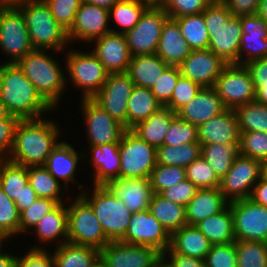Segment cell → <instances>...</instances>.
<instances>
[{"instance_id": "6da1fadb", "label": "cell", "mask_w": 267, "mask_h": 267, "mask_svg": "<svg viewBox=\"0 0 267 267\" xmlns=\"http://www.w3.org/2000/svg\"><path fill=\"white\" fill-rule=\"evenodd\" d=\"M59 132L60 126L49 118L20 120L7 160L27 167L44 165L59 143Z\"/></svg>"}, {"instance_id": "7a4b0ae2", "label": "cell", "mask_w": 267, "mask_h": 267, "mask_svg": "<svg viewBox=\"0 0 267 267\" xmlns=\"http://www.w3.org/2000/svg\"><path fill=\"white\" fill-rule=\"evenodd\" d=\"M2 102L20 120L43 118L55 110L28 80L17 64L1 63Z\"/></svg>"}, {"instance_id": "3957f363", "label": "cell", "mask_w": 267, "mask_h": 267, "mask_svg": "<svg viewBox=\"0 0 267 267\" xmlns=\"http://www.w3.org/2000/svg\"><path fill=\"white\" fill-rule=\"evenodd\" d=\"M209 34V47L227 64H239L242 27L221 0H214L203 12Z\"/></svg>"}, {"instance_id": "277c9868", "label": "cell", "mask_w": 267, "mask_h": 267, "mask_svg": "<svg viewBox=\"0 0 267 267\" xmlns=\"http://www.w3.org/2000/svg\"><path fill=\"white\" fill-rule=\"evenodd\" d=\"M47 51L52 52V50L34 49L16 64L37 88L41 96L57 109L69 79L66 78L68 76L66 72L64 73L59 61L49 55Z\"/></svg>"}, {"instance_id": "5b68a950", "label": "cell", "mask_w": 267, "mask_h": 267, "mask_svg": "<svg viewBox=\"0 0 267 267\" xmlns=\"http://www.w3.org/2000/svg\"><path fill=\"white\" fill-rule=\"evenodd\" d=\"M15 6L22 12L34 49L60 53L67 49V32L56 22L45 0H28Z\"/></svg>"}, {"instance_id": "8992f818", "label": "cell", "mask_w": 267, "mask_h": 267, "mask_svg": "<svg viewBox=\"0 0 267 267\" xmlns=\"http://www.w3.org/2000/svg\"><path fill=\"white\" fill-rule=\"evenodd\" d=\"M77 184L83 190L78 194L92 207L107 238L111 242L120 241L128 229L132 212L105 185H93L90 193L81 183Z\"/></svg>"}, {"instance_id": "52a82bcc", "label": "cell", "mask_w": 267, "mask_h": 267, "mask_svg": "<svg viewBox=\"0 0 267 267\" xmlns=\"http://www.w3.org/2000/svg\"><path fill=\"white\" fill-rule=\"evenodd\" d=\"M70 202L67 206V242L91 246L98 250H101L107 243L111 242L95 216L92 207L79 194Z\"/></svg>"}, {"instance_id": "ba28073f", "label": "cell", "mask_w": 267, "mask_h": 267, "mask_svg": "<svg viewBox=\"0 0 267 267\" xmlns=\"http://www.w3.org/2000/svg\"><path fill=\"white\" fill-rule=\"evenodd\" d=\"M68 50L65 57L66 75L72 86L81 89V98H93L103 87L109 73L91 51Z\"/></svg>"}, {"instance_id": "9c48e42d", "label": "cell", "mask_w": 267, "mask_h": 267, "mask_svg": "<svg viewBox=\"0 0 267 267\" xmlns=\"http://www.w3.org/2000/svg\"><path fill=\"white\" fill-rule=\"evenodd\" d=\"M119 178L149 179L156 166V148L127 129L119 142Z\"/></svg>"}, {"instance_id": "30bf717a", "label": "cell", "mask_w": 267, "mask_h": 267, "mask_svg": "<svg viewBox=\"0 0 267 267\" xmlns=\"http://www.w3.org/2000/svg\"><path fill=\"white\" fill-rule=\"evenodd\" d=\"M0 49L16 64L34 48L22 12L15 5L0 7Z\"/></svg>"}, {"instance_id": "8fae6325", "label": "cell", "mask_w": 267, "mask_h": 267, "mask_svg": "<svg viewBox=\"0 0 267 267\" xmlns=\"http://www.w3.org/2000/svg\"><path fill=\"white\" fill-rule=\"evenodd\" d=\"M162 6H149L140 21L124 35L132 56L155 54L158 48L161 29L168 18Z\"/></svg>"}, {"instance_id": "7c38bea8", "label": "cell", "mask_w": 267, "mask_h": 267, "mask_svg": "<svg viewBox=\"0 0 267 267\" xmlns=\"http://www.w3.org/2000/svg\"><path fill=\"white\" fill-rule=\"evenodd\" d=\"M262 161L238 155L228 171L221 178L220 192L230 203L250 198L253 188L261 179Z\"/></svg>"}, {"instance_id": "4fadbf2b", "label": "cell", "mask_w": 267, "mask_h": 267, "mask_svg": "<svg viewBox=\"0 0 267 267\" xmlns=\"http://www.w3.org/2000/svg\"><path fill=\"white\" fill-rule=\"evenodd\" d=\"M214 89L227 109H235L255 100V87L248 69L241 64H227Z\"/></svg>"}, {"instance_id": "5bb4252c", "label": "cell", "mask_w": 267, "mask_h": 267, "mask_svg": "<svg viewBox=\"0 0 267 267\" xmlns=\"http://www.w3.org/2000/svg\"><path fill=\"white\" fill-rule=\"evenodd\" d=\"M81 114L85 119L87 142L89 145L119 143L125 126L112 118L92 98H81Z\"/></svg>"}, {"instance_id": "9a60e30c", "label": "cell", "mask_w": 267, "mask_h": 267, "mask_svg": "<svg viewBox=\"0 0 267 267\" xmlns=\"http://www.w3.org/2000/svg\"><path fill=\"white\" fill-rule=\"evenodd\" d=\"M232 210L236 240L267 243V207L246 198L228 204Z\"/></svg>"}, {"instance_id": "2e32d148", "label": "cell", "mask_w": 267, "mask_h": 267, "mask_svg": "<svg viewBox=\"0 0 267 267\" xmlns=\"http://www.w3.org/2000/svg\"><path fill=\"white\" fill-rule=\"evenodd\" d=\"M134 83L124 73H109L103 87L92 98L127 129V107Z\"/></svg>"}, {"instance_id": "e0dca14e", "label": "cell", "mask_w": 267, "mask_h": 267, "mask_svg": "<svg viewBox=\"0 0 267 267\" xmlns=\"http://www.w3.org/2000/svg\"><path fill=\"white\" fill-rule=\"evenodd\" d=\"M162 258L157 249L138 244L112 241L100 250L105 267H153Z\"/></svg>"}, {"instance_id": "ac0fdd59", "label": "cell", "mask_w": 267, "mask_h": 267, "mask_svg": "<svg viewBox=\"0 0 267 267\" xmlns=\"http://www.w3.org/2000/svg\"><path fill=\"white\" fill-rule=\"evenodd\" d=\"M171 235L150 213L149 209L131 214L123 243L147 245L164 253L170 246Z\"/></svg>"}, {"instance_id": "d6986e66", "label": "cell", "mask_w": 267, "mask_h": 267, "mask_svg": "<svg viewBox=\"0 0 267 267\" xmlns=\"http://www.w3.org/2000/svg\"><path fill=\"white\" fill-rule=\"evenodd\" d=\"M109 11L82 1L75 15L74 23L67 32L69 44L72 42H90L111 31Z\"/></svg>"}, {"instance_id": "ffe728a7", "label": "cell", "mask_w": 267, "mask_h": 267, "mask_svg": "<svg viewBox=\"0 0 267 267\" xmlns=\"http://www.w3.org/2000/svg\"><path fill=\"white\" fill-rule=\"evenodd\" d=\"M227 65L210 49L192 50L190 55L179 65L181 75L201 87H214L217 78Z\"/></svg>"}, {"instance_id": "44dd1931", "label": "cell", "mask_w": 267, "mask_h": 267, "mask_svg": "<svg viewBox=\"0 0 267 267\" xmlns=\"http://www.w3.org/2000/svg\"><path fill=\"white\" fill-rule=\"evenodd\" d=\"M91 50L108 73L127 72L132 55L128 49L125 35L110 31L94 40Z\"/></svg>"}, {"instance_id": "7402d4cb", "label": "cell", "mask_w": 267, "mask_h": 267, "mask_svg": "<svg viewBox=\"0 0 267 267\" xmlns=\"http://www.w3.org/2000/svg\"><path fill=\"white\" fill-rule=\"evenodd\" d=\"M240 20L242 35L239 64L267 57V22L257 14L241 16Z\"/></svg>"}, {"instance_id": "603a6c76", "label": "cell", "mask_w": 267, "mask_h": 267, "mask_svg": "<svg viewBox=\"0 0 267 267\" xmlns=\"http://www.w3.org/2000/svg\"><path fill=\"white\" fill-rule=\"evenodd\" d=\"M132 212L149 209L153 189L149 179L114 178L105 185Z\"/></svg>"}, {"instance_id": "cb8c5ba5", "label": "cell", "mask_w": 267, "mask_h": 267, "mask_svg": "<svg viewBox=\"0 0 267 267\" xmlns=\"http://www.w3.org/2000/svg\"><path fill=\"white\" fill-rule=\"evenodd\" d=\"M226 109L214 87H202L197 95L182 107L176 115L185 122L198 127L200 124L220 115Z\"/></svg>"}, {"instance_id": "d4e9b609", "label": "cell", "mask_w": 267, "mask_h": 267, "mask_svg": "<svg viewBox=\"0 0 267 267\" xmlns=\"http://www.w3.org/2000/svg\"><path fill=\"white\" fill-rule=\"evenodd\" d=\"M200 145L240 143V131L234 109H226L197 127Z\"/></svg>"}, {"instance_id": "484cf974", "label": "cell", "mask_w": 267, "mask_h": 267, "mask_svg": "<svg viewBox=\"0 0 267 267\" xmlns=\"http://www.w3.org/2000/svg\"><path fill=\"white\" fill-rule=\"evenodd\" d=\"M192 52L182 36L176 19L168 17L164 22L156 54L169 66H179Z\"/></svg>"}, {"instance_id": "4316f807", "label": "cell", "mask_w": 267, "mask_h": 267, "mask_svg": "<svg viewBox=\"0 0 267 267\" xmlns=\"http://www.w3.org/2000/svg\"><path fill=\"white\" fill-rule=\"evenodd\" d=\"M83 156L85 157L84 153L80 154L73 145L61 140L51 151L44 167L57 181L60 182V180H62L64 188L68 189L69 182L72 181L73 184L74 182L77 183L75 174L79 167L78 163L84 158Z\"/></svg>"}, {"instance_id": "83f0119b", "label": "cell", "mask_w": 267, "mask_h": 267, "mask_svg": "<svg viewBox=\"0 0 267 267\" xmlns=\"http://www.w3.org/2000/svg\"><path fill=\"white\" fill-rule=\"evenodd\" d=\"M90 162L94 168L93 185H106L111 179L119 178V143L89 145Z\"/></svg>"}, {"instance_id": "f1b7e54d", "label": "cell", "mask_w": 267, "mask_h": 267, "mask_svg": "<svg viewBox=\"0 0 267 267\" xmlns=\"http://www.w3.org/2000/svg\"><path fill=\"white\" fill-rule=\"evenodd\" d=\"M212 244L195 226L186 225L175 231L170 237V246L164 253H178L205 260Z\"/></svg>"}, {"instance_id": "f546056e", "label": "cell", "mask_w": 267, "mask_h": 267, "mask_svg": "<svg viewBox=\"0 0 267 267\" xmlns=\"http://www.w3.org/2000/svg\"><path fill=\"white\" fill-rule=\"evenodd\" d=\"M229 202L219 188L198 189L186 205L188 225H196L206 218L216 215L228 206Z\"/></svg>"}, {"instance_id": "4dcf8cb0", "label": "cell", "mask_w": 267, "mask_h": 267, "mask_svg": "<svg viewBox=\"0 0 267 267\" xmlns=\"http://www.w3.org/2000/svg\"><path fill=\"white\" fill-rule=\"evenodd\" d=\"M68 203L58 204L52 211L47 213L34 227L32 233L38 238L40 244H47L60 239L61 245L68 239Z\"/></svg>"}, {"instance_id": "1f68e13d", "label": "cell", "mask_w": 267, "mask_h": 267, "mask_svg": "<svg viewBox=\"0 0 267 267\" xmlns=\"http://www.w3.org/2000/svg\"><path fill=\"white\" fill-rule=\"evenodd\" d=\"M169 67L156 53L149 55H134L128 66L127 74L134 86L151 89L157 79Z\"/></svg>"}, {"instance_id": "d6a6232c", "label": "cell", "mask_w": 267, "mask_h": 267, "mask_svg": "<svg viewBox=\"0 0 267 267\" xmlns=\"http://www.w3.org/2000/svg\"><path fill=\"white\" fill-rule=\"evenodd\" d=\"M171 109L162 107L148 119L139 122L131 130L142 140L158 148L163 145L171 121L176 117Z\"/></svg>"}, {"instance_id": "836d02e7", "label": "cell", "mask_w": 267, "mask_h": 267, "mask_svg": "<svg viewBox=\"0 0 267 267\" xmlns=\"http://www.w3.org/2000/svg\"><path fill=\"white\" fill-rule=\"evenodd\" d=\"M55 267H93L100 260V250L69 242L52 251Z\"/></svg>"}, {"instance_id": "e575fe53", "label": "cell", "mask_w": 267, "mask_h": 267, "mask_svg": "<svg viewBox=\"0 0 267 267\" xmlns=\"http://www.w3.org/2000/svg\"><path fill=\"white\" fill-rule=\"evenodd\" d=\"M149 211L170 235L187 225L186 206L169 201L158 193L153 194Z\"/></svg>"}, {"instance_id": "d590c367", "label": "cell", "mask_w": 267, "mask_h": 267, "mask_svg": "<svg viewBox=\"0 0 267 267\" xmlns=\"http://www.w3.org/2000/svg\"><path fill=\"white\" fill-rule=\"evenodd\" d=\"M212 245L234 243L235 233L232 210L228 205L216 215L210 216L195 225Z\"/></svg>"}, {"instance_id": "8d00e7d4", "label": "cell", "mask_w": 267, "mask_h": 267, "mask_svg": "<svg viewBox=\"0 0 267 267\" xmlns=\"http://www.w3.org/2000/svg\"><path fill=\"white\" fill-rule=\"evenodd\" d=\"M162 107L149 88L134 86L128 100L127 129L148 119Z\"/></svg>"}, {"instance_id": "74e56055", "label": "cell", "mask_w": 267, "mask_h": 267, "mask_svg": "<svg viewBox=\"0 0 267 267\" xmlns=\"http://www.w3.org/2000/svg\"><path fill=\"white\" fill-rule=\"evenodd\" d=\"M28 178L37 197L49 198L56 201L58 204L65 203V199L62 198V195L67 192V189L62 188L64 185L57 181L44 165L28 166Z\"/></svg>"}, {"instance_id": "f35d334b", "label": "cell", "mask_w": 267, "mask_h": 267, "mask_svg": "<svg viewBox=\"0 0 267 267\" xmlns=\"http://www.w3.org/2000/svg\"><path fill=\"white\" fill-rule=\"evenodd\" d=\"M201 155L221 179L228 173L233 161L239 155V143L202 145Z\"/></svg>"}, {"instance_id": "ab89813d", "label": "cell", "mask_w": 267, "mask_h": 267, "mask_svg": "<svg viewBox=\"0 0 267 267\" xmlns=\"http://www.w3.org/2000/svg\"><path fill=\"white\" fill-rule=\"evenodd\" d=\"M29 182L28 167L15 164L7 159L0 160V186L14 202L20 198Z\"/></svg>"}, {"instance_id": "60d3db41", "label": "cell", "mask_w": 267, "mask_h": 267, "mask_svg": "<svg viewBox=\"0 0 267 267\" xmlns=\"http://www.w3.org/2000/svg\"><path fill=\"white\" fill-rule=\"evenodd\" d=\"M149 4L138 2L119 0L110 10L109 19L114 20L119 30L111 28L112 32L125 34L131 30L139 21Z\"/></svg>"}, {"instance_id": "b9f144b4", "label": "cell", "mask_w": 267, "mask_h": 267, "mask_svg": "<svg viewBox=\"0 0 267 267\" xmlns=\"http://www.w3.org/2000/svg\"><path fill=\"white\" fill-rule=\"evenodd\" d=\"M201 155L199 142L178 146L162 145L156 148V163L185 168Z\"/></svg>"}, {"instance_id": "7bdbcfd3", "label": "cell", "mask_w": 267, "mask_h": 267, "mask_svg": "<svg viewBox=\"0 0 267 267\" xmlns=\"http://www.w3.org/2000/svg\"><path fill=\"white\" fill-rule=\"evenodd\" d=\"M240 133L267 132V105L251 101L234 109Z\"/></svg>"}, {"instance_id": "ee69618b", "label": "cell", "mask_w": 267, "mask_h": 267, "mask_svg": "<svg viewBox=\"0 0 267 267\" xmlns=\"http://www.w3.org/2000/svg\"><path fill=\"white\" fill-rule=\"evenodd\" d=\"M182 36L192 50H204L209 47V34L203 13L175 18Z\"/></svg>"}, {"instance_id": "f6af8a7d", "label": "cell", "mask_w": 267, "mask_h": 267, "mask_svg": "<svg viewBox=\"0 0 267 267\" xmlns=\"http://www.w3.org/2000/svg\"><path fill=\"white\" fill-rule=\"evenodd\" d=\"M237 267H267V243L236 240Z\"/></svg>"}, {"instance_id": "bcb514c9", "label": "cell", "mask_w": 267, "mask_h": 267, "mask_svg": "<svg viewBox=\"0 0 267 267\" xmlns=\"http://www.w3.org/2000/svg\"><path fill=\"white\" fill-rule=\"evenodd\" d=\"M186 178L198 189L219 188L221 179L213 168L200 155L185 167Z\"/></svg>"}, {"instance_id": "7dc6e473", "label": "cell", "mask_w": 267, "mask_h": 267, "mask_svg": "<svg viewBox=\"0 0 267 267\" xmlns=\"http://www.w3.org/2000/svg\"><path fill=\"white\" fill-rule=\"evenodd\" d=\"M184 179H186L185 168L158 163L149 177L153 192L158 194Z\"/></svg>"}, {"instance_id": "c3c4849f", "label": "cell", "mask_w": 267, "mask_h": 267, "mask_svg": "<svg viewBox=\"0 0 267 267\" xmlns=\"http://www.w3.org/2000/svg\"><path fill=\"white\" fill-rule=\"evenodd\" d=\"M57 205L58 203L52 199L37 197L28 208L20 213L19 234L33 230L37 223Z\"/></svg>"}, {"instance_id": "681fc988", "label": "cell", "mask_w": 267, "mask_h": 267, "mask_svg": "<svg viewBox=\"0 0 267 267\" xmlns=\"http://www.w3.org/2000/svg\"><path fill=\"white\" fill-rule=\"evenodd\" d=\"M20 213L15 202L0 186V229L9 238L19 235Z\"/></svg>"}, {"instance_id": "f907efd6", "label": "cell", "mask_w": 267, "mask_h": 267, "mask_svg": "<svg viewBox=\"0 0 267 267\" xmlns=\"http://www.w3.org/2000/svg\"><path fill=\"white\" fill-rule=\"evenodd\" d=\"M239 154L259 161L267 160V132L240 133Z\"/></svg>"}, {"instance_id": "816d5d0a", "label": "cell", "mask_w": 267, "mask_h": 267, "mask_svg": "<svg viewBox=\"0 0 267 267\" xmlns=\"http://www.w3.org/2000/svg\"><path fill=\"white\" fill-rule=\"evenodd\" d=\"M198 142L197 126L176 116L169 126L163 145L178 146Z\"/></svg>"}, {"instance_id": "f5cc1de1", "label": "cell", "mask_w": 267, "mask_h": 267, "mask_svg": "<svg viewBox=\"0 0 267 267\" xmlns=\"http://www.w3.org/2000/svg\"><path fill=\"white\" fill-rule=\"evenodd\" d=\"M181 72L179 66H169L164 73L159 76L156 84L151 87L152 94L165 107L171 100L174 88L177 84Z\"/></svg>"}, {"instance_id": "db71d44e", "label": "cell", "mask_w": 267, "mask_h": 267, "mask_svg": "<svg viewBox=\"0 0 267 267\" xmlns=\"http://www.w3.org/2000/svg\"><path fill=\"white\" fill-rule=\"evenodd\" d=\"M83 0H45L56 22L68 32Z\"/></svg>"}, {"instance_id": "11a10c76", "label": "cell", "mask_w": 267, "mask_h": 267, "mask_svg": "<svg viewBox=\"0 0 267 267\" xmlns=\"http://www.w3.org/2000/svg\"><path fill=\"white\" fill-rule=\"evenodd\" d=\"M201 88L199 84L181 75L174 88L171 100L165 107L177 113L197 95Z\"/></svg>"}, {"instance_id": "9f6ffc18", "label": "cell", "mask_w": 267, "mask_h": 267, "mask_svg": "<svg viewBox=\"0 0 267 267\" xmlns=\"http://www.w3.org/2000/svg\"><path fill=\"white\" fill-rule=\"evenodd\" d=\"M255 87V101L267 105V57L254 59L244 64Z\"/></svg>"}, {"instance_id": "6f0895ef", "label": "cell", "mask_w": 267, "mask_h": 267, "mask_svg": "<svg viewBox=\"0 0 267 267\" xmlns=\"http://www.w3.org/2000/svg\"><path fill=\"white\" fill-rule=\"evenodd\" d=\"M214 0H166L162 5L170 18L202 13Z\"/></svg>"}, {"instance_id": "680465c9", "label": "cell", "mask_w": 267, "mask_h": 267, "mask_svg": "<svg viewBox=\"0 0 267 267\" xmlns=\"http://www.w3.org/2000/svg\"><path fill=\"white\" fill-rule=\"evenodd\" d=\"M206 267H237L235 242L212 245L205 258Z\"/></svg>"}, {"instance_id": "91938a15", "label": "cell", "mask_w": 267, "mask_h": 267, "mask_svg": "<svg viewBox=\"0 0 267 267\" xmlns=\"http://www.w3.org/2000/svg\"><path fill=\"white\" fill-rule=\"evenodd\" d=\"M41 245H35L23 256H17L15 267H55L52 253Z\"/></svg>"}, {"instance_id": "94428289", "label": "cell", "mask_w": 267, "mask_h": 267, "mask_svg": "<svg viewBox=\"0 0 267 267\" xmlns=\"http://www.w3.org/2000/svg\"><path fill=\"white\" fill-rule=\"evenodd\" d=\"M197 190L196 185L186 178L162 191L160 195L169 201L186 206L195 196Z\"/></svg>"}, {"instance_id": "6125c7cd", "label": "cell", "mask_w": 267, "mask_h": 267, "mask_svg": "<svg viewBox=\"0 0 267 267\" xmlns=\"http://www.w3.org/2000/svg\"><path fill=\"white\" fill-rule=\"evenodd\" d=\"M19 118L0 119V160L7 159L14 142L15 128Z\"/></svg>"}, {"instance_id": "be15d7a7", "label": "cell", "mask_w": 267, "mask_h": 267, "mask_svg": "<svg viewBox=\"0 0 267 267\" xmlns=\"http://www.w3.org/2000/svg\"><path fill=\"white\" fill-rule=\"evenodd\" d=\"M231 15L234 17H241L247 15H254L259 8L260 0H221Z\"/></svg>"}, {"instance_id": "e7e4bbea", "label": "cell", "mask_w": 267, "mask_h": 267, "mask_svg": "<svg viewBox=\"0 0 267 267\" xmlns=\"http://www.w3.org/2000/svg\"><path fill=\"white\" fill-rule=\"evenodd\" d=\"M162 259L169 267H206L205 260L178 253H162Z\"/></svg>"}, {"instance_id": "03108f58", "label": "cell", "mask_w": 267, "mask_h": 267, "mask_svg": "<svg viewBox=\"0 0 267 267\" xmlns=\"http://www.w3.org/2000/svg\"><path fill=\"white\" fill-rule=\"evenodd\" d=\"M37 199L36 192L32 188L31 184L28 182L21 194L20 198H17L15 204L17 206L18 212L21 213L23 210L28 208Z\"/></svg>"}, {"instance_id": "003e7915", "label": "cell", "mask_w": 267, "mask_h": 267, "mask_svg": "<svg viewBox=\"0 0 267 267\" xmlns=\"http://www.w3.org/2000/svg\"><path fill=\"white\" fill-rule=\"evenodd\" d=\"M250 199L267 207V181L261 178L253 188Z\"/></svg>"}, {"instance_id": "a7ac6f4b", "label": "cell", "mask_w": 267, "mask_h": 267, "mask_svg": "<svg viewBox=\"0 0 267 267\" xmlns=\"http://www.w3.org/2000/svg\"><path fill=\"white\" fill-rule=\"evenodd\" d=\"M17 255H14L12 253L0 252V267H15Z\"/></svg>"}, {"instance_id": "89a4df30", "label": "cell", "mask_w": 267, "mask_h": 267, "mask_svg": "<svg viewBox=\"0 0 267 267\" xmlns=\"http://www.w3.org/2000/svg\"><path fill=\"white\" fill-rule=\"evenodd\" d=\"M83 1L107 9L109 11L119 0H83Z\"/></svg>"}, {"instance_id": "2644e50d", "label": "cell", "mask_w": 267, "mask_h": 267, "mask_svg": "<svg viewBox=\"0 0 267 267\" xmlns=\"http://www.w3.org/2000/svg\"><path fill=\"white\" fill-rule=\"evenodd\" d=\"M256 14L267 22V0H260Z\"/></svg>"}, {"instance_id": "8c879c8a", "label": "cell", "mask_w": 267, "mask_h": 267, "mask_svg": "<svg viewBox=\"0 0 267 267\" xmlns=\"http://www.w3.org/2000/svg\"><path fill=\"white\" fill-rule=\"evenodd\" d=\"M2 118H18V117L11 115L6 108V105L2 102V99H0V119Z\"/></svg>"}, {"instance_id": "753ad0ef", "label": "cell", "mask_w": 267, "mask_h": 267, "mask_svg": "<svg viewBox=\"0 0 267 267\" xmlns=\"http://www.w3.org/2000/svg\"><path fill=\"white\" fill-rule=\"evenodd\" d=\"M7 239H10L4 232L0 229V252L4 251L3 248V243L4 241L7 242Z\"/></svg>"}, {"instance_id": "34e18365", "label": "cell", "mask_w": 267, "mask_h": 267, "mask_svg": "<svg viewBox=\"0 0 267 267\" xmlns=\"http://www.w3.org/2000/svg\"><path fill=\"white\" fill-rule=\"evenodd\" d=\"M261 178L267 181V160L262 161Z\"/></svg>"}, {"instance_id": "11e5206c", "label": "cell", "mask_w": 267, "mask_h": 267, "mask_svg": "<svg viewBox=\"0 0 267 267\" xmlns=\"http://www.w3.org/2000/svg\"><path fill=\"white\" fill-rule=\"evenodd\" d=\"M28 1V0H1L3 5H16L17 3Z\"/></svg>"}, {"instance_id": "2a66077c", "label": "cell", "mask_w": 267, "mask_h": 267, "mask_svg": "<svg viewBox=\"0 0 267 267\" xmlns=\"http://www.w3.org/2000/svg\"><path fill=\"white\" fill-rule=\"evenodd\" d=\"M153 267H169L166 262L161 258Z\"/></svg>"}, {"instance_id": "b9fcfbb0", "label": "cell", "mask_w": 267, "mask_h": 267, "mask_svg": "<svg viewBox=\"0 0 267 267\" xmlns=\"http://www.w3.org/2000/svg\"><path fill=\"white\" fill-rule=\"evenodd\" d=\"M165 2L166 0H151V6L152 5L162 6Z\"/></svg>"}, {"instance_id": "09005b40", "label": "cell", "mask_w": 267, "mask_h": 267, "mask_svg": "<svg viewBox=\"0 0 267 267\" xmlns=\"http://www.w3.org/2000/svg\"><path fill=\"white\" fill-rule=\"evenodd\" d=\"M128 1H138V2L149 4L151 6V0H128Z\"/></svg>"}, {"instance_id": "979ff035", "label": "cell", "mask_w": 267, "mask_h": 267, "mask_svg": "<svg viewBox=\"0 0 267 267\" xmlns=\"http://www.w3.org/2000/svg\"><path fill=\"white\" fill-rule=\"evenodd\" d=\"M0 99H2V77L0 74Z\"/></svg>"}, {"instance_id": "deb4b68c", "label": "cell", "mask_w": 267, "mask_h": 267, "mask_svg": "<svg viewBox=\"0 0 267 267\" xmlns=\"http://www.w3.org/2000/svg\"><path fill=\"white\" fill-rule=\"evenodd\" d=\"M93 267H105L103 263L99 260Z\"/></svg>"}]
</instances>
